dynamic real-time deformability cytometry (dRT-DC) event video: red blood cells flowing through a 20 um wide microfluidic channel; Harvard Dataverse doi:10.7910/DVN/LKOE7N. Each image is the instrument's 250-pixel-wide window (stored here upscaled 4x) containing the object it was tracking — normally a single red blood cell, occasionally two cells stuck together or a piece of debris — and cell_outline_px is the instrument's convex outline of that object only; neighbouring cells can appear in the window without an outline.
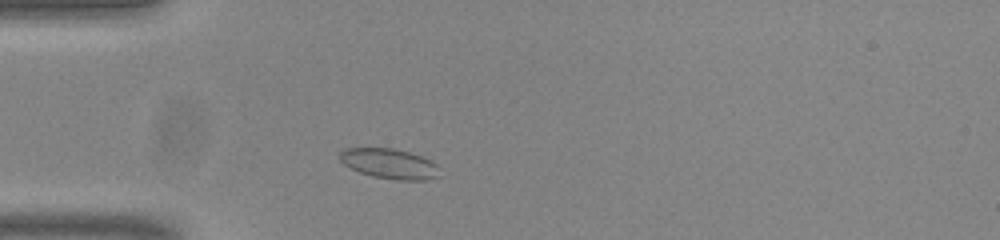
{"species": "common noctule bat (a hibernating species)", "species_latin": "Nyctalus noctula", "temperature_condition": "room temperature", "stored_images_in_passage": 44, "camera_frame_rate_fps": 3000, "um_per_image_px": 0.085, "animal": {"sex": "male", "body_mass_g": 20.0, "forearm_length_mm": 53.3}, "frame": {"image": 1, "passage_image": 5, "time_ms": 1.333, "image_size_px": [1000, 240], "cell_outline_px": [[440, 176], [428, 180], [396, 180], [372, 176], [360, 172], [344, 164], [340, 160], [340, 152], [344, 148], [392, 148], [408, 152], [420, 156], [436, 164]], "centroid_in_image_um": [33.1, 13.92], "position_along_channel_um": 51.9, "area_um2": 17.34}}
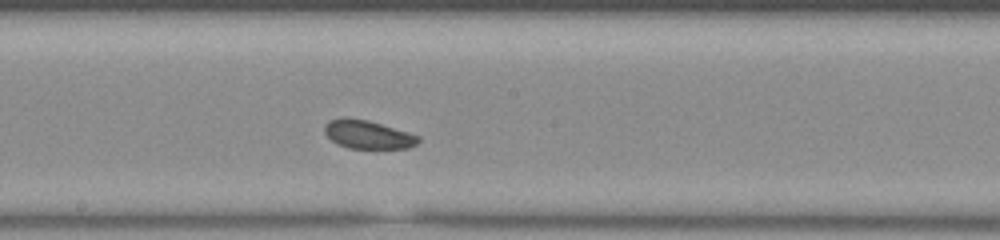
{"frame": {"image": 2, "passage_image": 19, "time_ms": 6.0, "image_size_px": [1000, 240], "cell_outline_px": [[420, 140], [416, 144], [408, 148], [348, 148], [336, 144], [324, 132], [324, 124], [328, 120], [368, 120], [408, 132], [420, 136]], "centroid_in_image_um": [31.29, 11.47], "position_along_channel_um": 216.9, "area_um2": 15.09}}
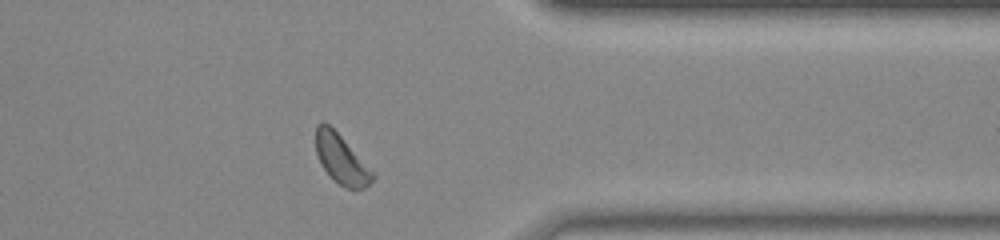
{"frame": {"image": 3, "passage_image": 33, "time_ms": 10.667, "image_size_px": [1000, 240], "cell_outline_px": [[376, 176], [364, 188], [348, 188], [340, 184], [324, 168], [316, 152], [316, 124], [320, 120], [324, 120], [340, 136]], "centroid_in_image_um": [28.97, 13.49], "position_along_channel_um": 382.4, "area_um2": 15.49}, "authors_computed_cell_mechanics": {"area_um2": 16.3285, "velocity_mm_per_s": 3.7757, "shape_relaxation_time_tau1_ms": null, "shape_relaxation_time_tau2_ms": 5.0657, "deformation_change_tau1": null, "deformation_change_tau2": 0.1004}}